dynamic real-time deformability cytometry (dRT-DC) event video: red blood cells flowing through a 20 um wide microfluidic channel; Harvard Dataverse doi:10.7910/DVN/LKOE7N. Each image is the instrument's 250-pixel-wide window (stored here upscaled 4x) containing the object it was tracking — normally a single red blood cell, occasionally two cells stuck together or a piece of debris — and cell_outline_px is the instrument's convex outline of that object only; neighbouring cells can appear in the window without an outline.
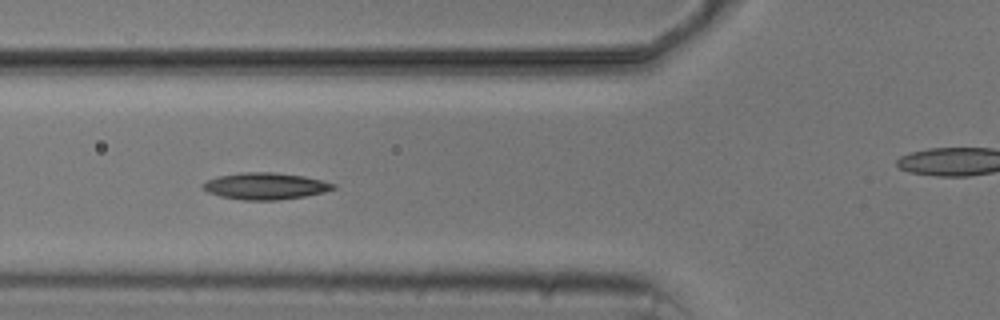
{"species": "common noctule bat (a hibernating species)", "species_latin": "Nyctalus noctula", "temperature_condition": "cold", "stored_images_in_passage": 6, "segment_of_instrument_passage": [1, 2], "camera_frame_rate_fps": 3000, "um_per_image_px": 0.085, "animal": {"sex": "male", "body_mass_g": 20.5, "forearm_length_mm": 52.5}, "frame": {"image": 1, "passage_image": 4, "time_ms": 4.333, "image_size_px": [1000, 320], "cell_outline_px": [[336, 188], [324, 192], [304, 196], [276, 200], [240, 200], [220, 196], [208, 192], [200, 184], [208, 180], [220, 176], [240, 172], [276, 172], [304, 176], [336, 184]], "centroid_in_image_um": [22.55, 15.81], "position_along_channel_um": 103.3, "area_um2": 20.23}}
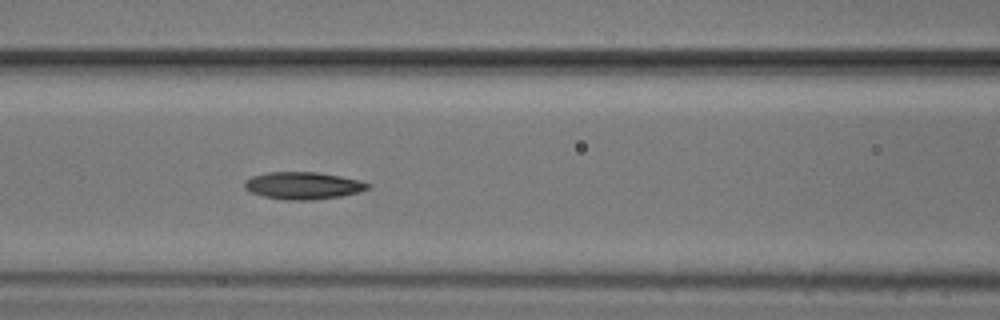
{"frame": {"image": 2, "passage_image": 5, "time_ms": 5.333, "image_size_px": [1000, 320], "cell_outline_px": [[372, 188], [360, 192], [340, 196], [312, 200], [284, 200], [264, 196], [252, 192], [244, 188], [244, 180], [252, 176], [268, 172], [316, 172], [340, 176], [360, 180], [372, 184]], "centroid_in_image_um": [25.8, 15.77], "position_along_channel_um": 140.8, "area_um2": 19.71}}